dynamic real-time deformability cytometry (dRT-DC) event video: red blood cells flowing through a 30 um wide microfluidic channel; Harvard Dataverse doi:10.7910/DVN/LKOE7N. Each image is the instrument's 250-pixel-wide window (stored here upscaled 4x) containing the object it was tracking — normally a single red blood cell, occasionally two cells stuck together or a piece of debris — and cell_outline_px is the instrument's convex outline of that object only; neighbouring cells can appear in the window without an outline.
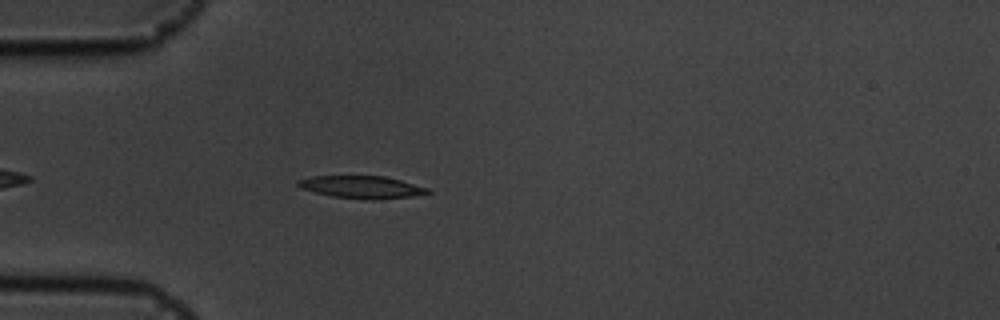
{"species": "common noctule bat (a hibernating species)", "species_latin": "Nyctalus noctula", "temperature_condition": "cold", "stored_images_in_passage": 46, "camera_frame_rate_fps": 3000, "um_per_image_px": 0.085, "animal": {"sex": "male", "body_mass_g": 19.5, "forearm_length_mm": 54.6}, "frame": {"image": 1, "passage_image": 6, "time_ms": 1.667, "image_size_px": [1000, 320], "cell_outline_px": [[432, 192], [412, 196], [372, 200], [368, 200], [332, 196], [300, 188], [296, 184], [296, 180], [312, 176], [384, 176], [400, 180], [428, 188]], "centroid_in_image_um": [30.72, 15.9], "position_along_channel_um": 54.3, "area_um2": 16.88}}
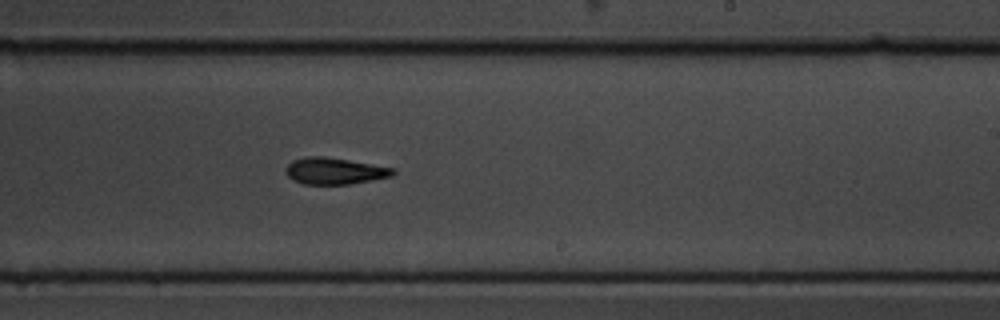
{"frame": {"image": 2, "passage_image": 24, "time_ms": 7.667, "image_size_px": [1000, 320], "cell_outline_px": [[396, 172], [392, 176], [372, 180], [348, 184], [304, 184], [292, 180], [284, 172], [284, 168], [292, 160], [304, 156], [324, 156], [396, 168]], "centroid_in_image_um": [28.41, 14.53], "position_along_channel_um": 260.6, "area_um2": 16.76}}
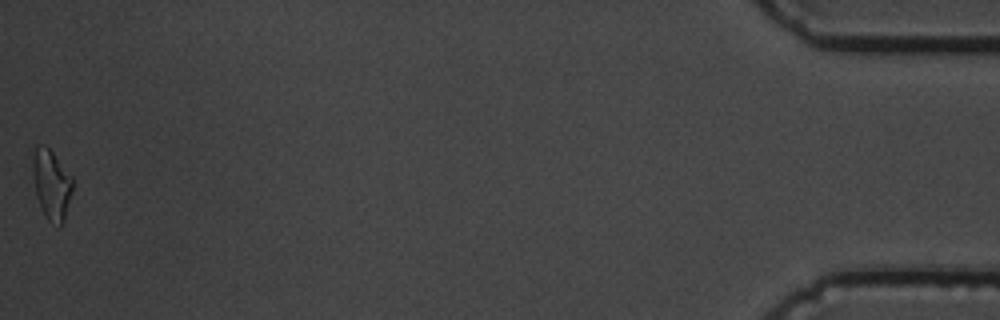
{"frame": {"image": 3, "passage_image": 46, "time_ms": 15.0, "image_size_px": [1000, 320], "cell_outline_px": [[72, 192], [64, 220], [60, 228], [48, 220], [40, 208], [36, 196], [32, 176], [32, 160], [36, 144], [44, 144], [52, 152], [72, 176]], "centroid_in_image_um": [4.35, 15.69], "position_along_channel_um": 430.8, "area_um2": 16.42}, "authors_computed_cell_mechanics": {"area_um2": 16.6753, "velocity_mm_per_s": 3.5784, "shape_relaxation_time_tau1_ms": 9.5322, "shape_relaxation_time_tau2_ms": null, "deformation_change_tau1": 0.2107, "deformation_change_tau2": null}}